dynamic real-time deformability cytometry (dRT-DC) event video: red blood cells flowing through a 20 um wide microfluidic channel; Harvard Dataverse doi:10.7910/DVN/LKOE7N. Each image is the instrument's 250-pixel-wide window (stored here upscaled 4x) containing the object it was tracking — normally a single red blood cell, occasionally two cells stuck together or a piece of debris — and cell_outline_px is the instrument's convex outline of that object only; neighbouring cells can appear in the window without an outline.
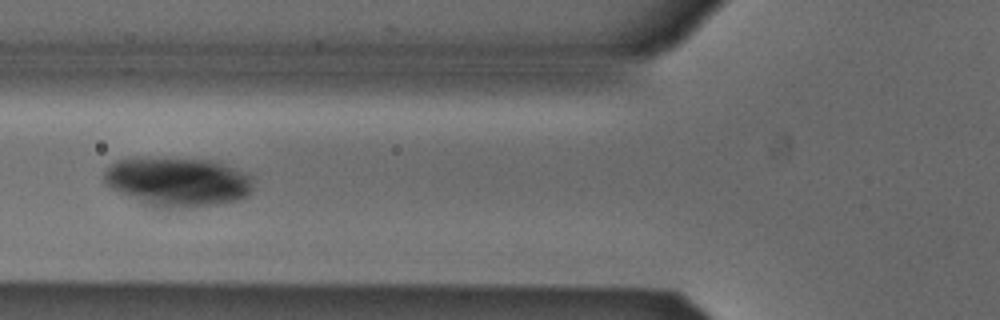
{"species": "Egyptian fruit bat (a non-hibernating species)", "species_latin": "Rousettus aegyptiacus", "temperature_condition": "cold", "stored_images_in_passage": 8, "camera_frame_rate_fps": 3000, "um_per_image_px": 0.085, "animal": {"sex": "male"}, "frame": {"image": 1, "passage_image": 5, "time_ms": 1.333, "image_size_px": [1000, 320], "cell_outline_px": [[252, 192], [248, 196], [240, 200], [192, 208], [160, 208], [144, 204], [104, 184], [104, 172], [116, 160], [216, 160], [244, 172], [252, 180]], "centroid_in_image_um": [15.16, 15.5], "position_along_channel_um": 110.6, "area_um2": 42.02}}
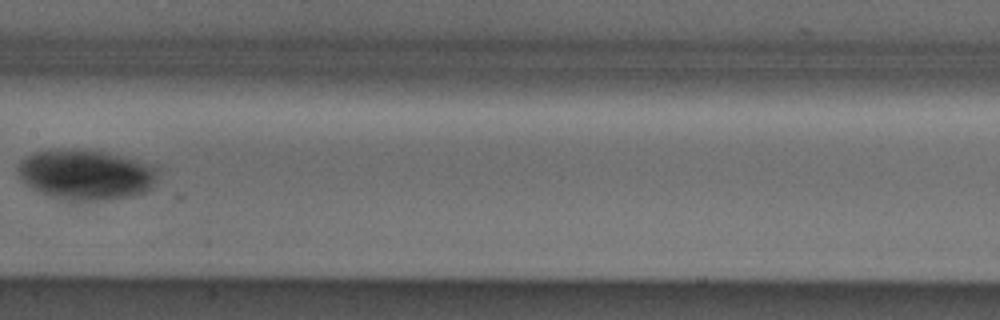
{"frame": {"image": 2, "passage_image": 7, "time_ms": 2.0, "image_size_px": [1000, 320], "cell_outline_px": [[160, 168], [152, 188], [144, 192], [132, 196], [104, 200], [64, 200], [40, 192], [32, 188], [20, 176], [20, 160], [36, 152], [52, 148], [76, 148], [100, 152], [120, 156], [156, 164]], "centroid_in_image_um": [7.37, 14.83], "position_along_channel_um": 200.0, "area_um2": 40.98}}
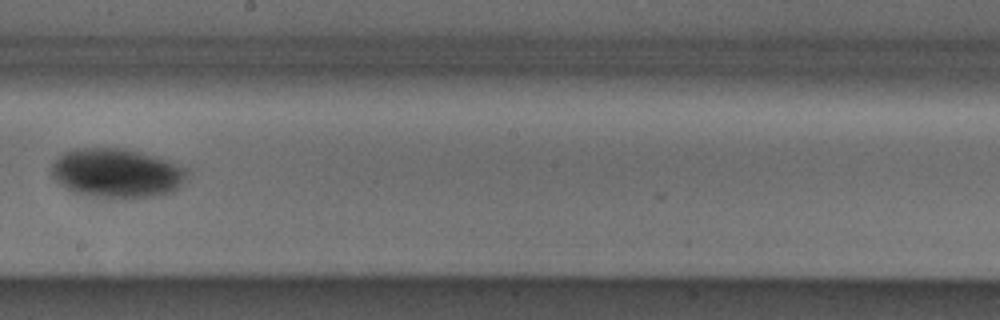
{"frame": {"image": 3, "passage_image": 8, "time_ms": 2.333, "image_size_px": [1000, 320], "cell_outline_px": [[192, 172], [188, 180], [180, 188], [172, 192], [160, 196], [132, 200], [112, 200], [88, 196], [76, 192], [68, 188], [56, 180], [52, 176], [52, 164], [64, 152], [72, 148], [124, 148], [156, 156], [168, 160], [188, 168]], "centroid_in_image_um": [10.05, 14.76], "position_along_channel_um": 238.2, "area_um2": 40.29}}